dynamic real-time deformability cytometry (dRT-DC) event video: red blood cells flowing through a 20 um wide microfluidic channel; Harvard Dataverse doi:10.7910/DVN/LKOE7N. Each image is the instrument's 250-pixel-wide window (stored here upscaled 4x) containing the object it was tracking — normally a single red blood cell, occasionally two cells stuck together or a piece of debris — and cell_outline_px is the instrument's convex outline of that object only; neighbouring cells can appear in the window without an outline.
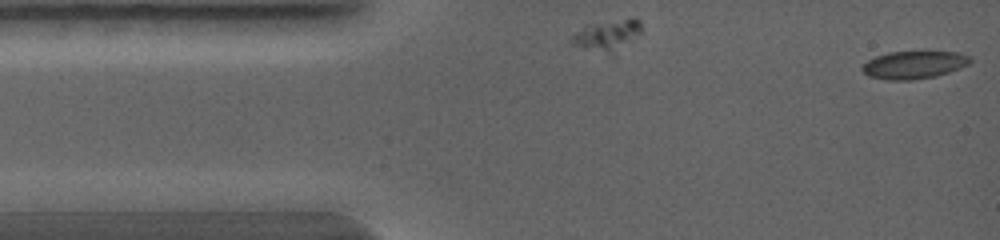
{"species": "common noctule bat (a hibernating species)", "species_latin": "Nyctalus noctula", "temperature_condition": "warm", "stored_images_in_passage": 21, "camera_frame_rate_fps": 5000, "um_per_image_px": 0.085, "animal": {"sex": "female", "body_mass_g": 19.0, "forearm_length_mm": 56.7}, "frame": {"image": 1, "passage_image": 1, "time_ms": 0.0, "image_size_px": [1000, 240], "cell_outline_px": [[972, 60], [968, 64], [960, 68], [936, 76], [912, 80], [888, 80], [868, 76], [860, 68], [868, 60], [876, 56], [888, 52], [956, 52], [968, 56]], "centroid_in_image_um": [77.65, 5.52], "position_along_channel_um": 7.3, "area_um2": 17.28}}
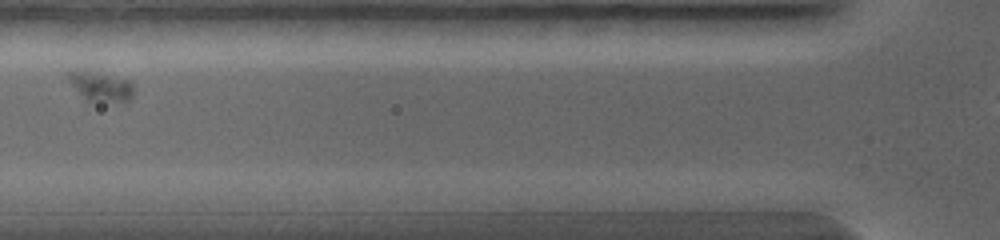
{"frame": {"image": 2, "passage_image": 4, "time_ms": 1.6, "image_size_px": [1000, 240], "cell_outline_px": [[132, 96], [128, 100], [84, 100], [68, 80], [68, 72], [88, 72], [128, 80], [132, 84]], "centroid_in_image_um": [8.53, 7.36], "position_along_channel_um": 117.3, "area_um2": 10.29}}
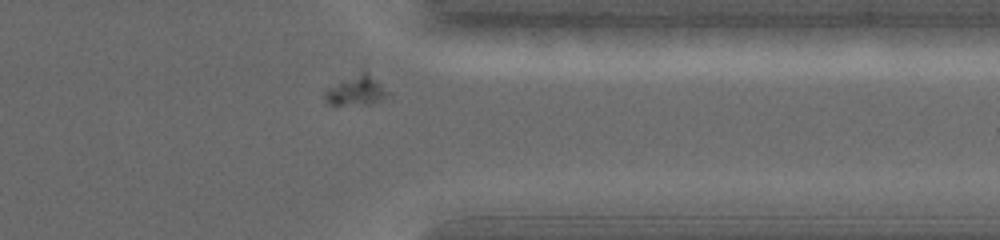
{"frame": {"image": 3, "passage_image": 19, "time_ms": 5.8, "image_size_px": [1000, 240], "cell_outline_px": [[388, 96], [372, 104], [328, 104], [324, 100], [324, 88], [360, 72], [364, 72], [380, 84], [388, 92]], "centroid_in_image_um": [30.19, 7.73], "position_along_channel_um": 381.2, "area_um2": 10.58}}